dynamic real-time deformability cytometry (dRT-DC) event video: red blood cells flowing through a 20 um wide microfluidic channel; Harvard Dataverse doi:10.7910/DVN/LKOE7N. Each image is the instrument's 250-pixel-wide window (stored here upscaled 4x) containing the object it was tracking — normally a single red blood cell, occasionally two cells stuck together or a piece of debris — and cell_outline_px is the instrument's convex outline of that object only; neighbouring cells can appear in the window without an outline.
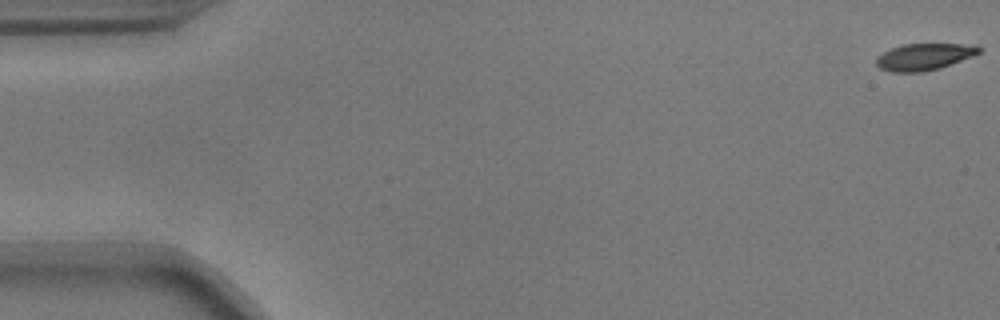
{"species": "common noctule bat (a hibernating species)", "species_latin": "Nyctalus noctula", "temperature_condition": "warm", "stored_images_in_passage": 53, "camera_frame_rate_fps": 3000, "um_per_image_px": 0.085, "animal": {"sex": "male", "body_mass_g": 17.9}, "frame": {"image": 1, "passage_image": 1, "time_ms": 0.0, "image_size_px": [1000, 320], "cell_outline_px": [[980, 52], [972, 56], [940, 68], [924, 72], [892, 72], [880, 68], [876, 64], [876, 56], [892, 48], [904, 44], [976, 44], [980, 48]], "centroid_in_image_um": [78.54, 4.82], "position_along_channel_um": 6.5, "area_um2": 15.95}}
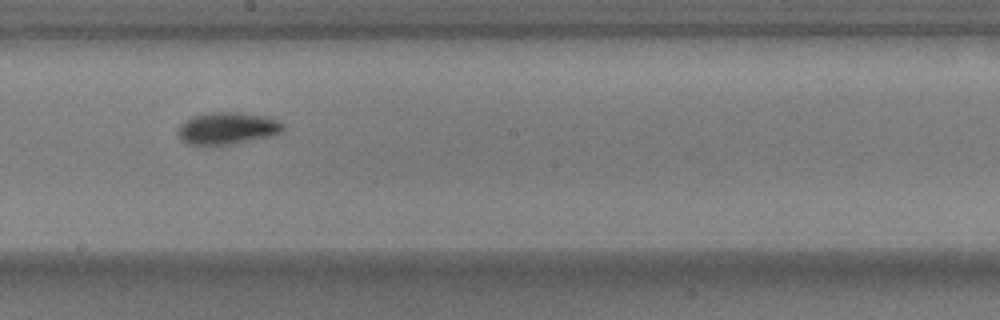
{"frame": {"image": 2, "passage_image": 31, "time_ms": 10.0, "image_size_px": [1000, 320], "cell_outline_px": [[284, 128], [280, 132], [272, 136], [228, 144], [188, 144], [180, 140], [176, 132], [180, 124], [184, 120], [192, 116], [208, 112], [244, 112], [264, 116], [276, 120], [284, 124]], "centroid_in_image_um": [19.28, 10.88], "position_along_channel_um": 228.9, "area_um2": 19.65}}
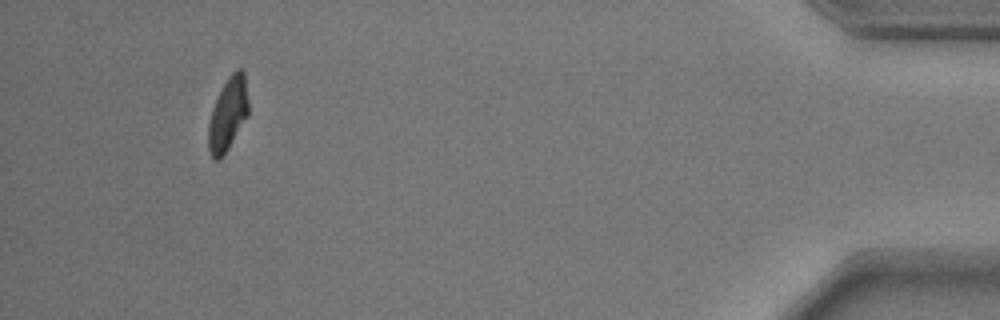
{"frame": {"image": 3, "passage_image": 52, "time_ms": 17.0, "image_size_px": [1000, 320], "cell_outline_px": [[248, 116], [228, 148], [220, 160], [212, 160], [208, 148], [208, 124], [212, 108], [228, 76], [236, 68], [240, 68], [244, 72], [248, 100]], "centroid_in_image_um": [19.37, 9.72], "position_along_channel_um": 415.8, "area_um2": 17.05}}